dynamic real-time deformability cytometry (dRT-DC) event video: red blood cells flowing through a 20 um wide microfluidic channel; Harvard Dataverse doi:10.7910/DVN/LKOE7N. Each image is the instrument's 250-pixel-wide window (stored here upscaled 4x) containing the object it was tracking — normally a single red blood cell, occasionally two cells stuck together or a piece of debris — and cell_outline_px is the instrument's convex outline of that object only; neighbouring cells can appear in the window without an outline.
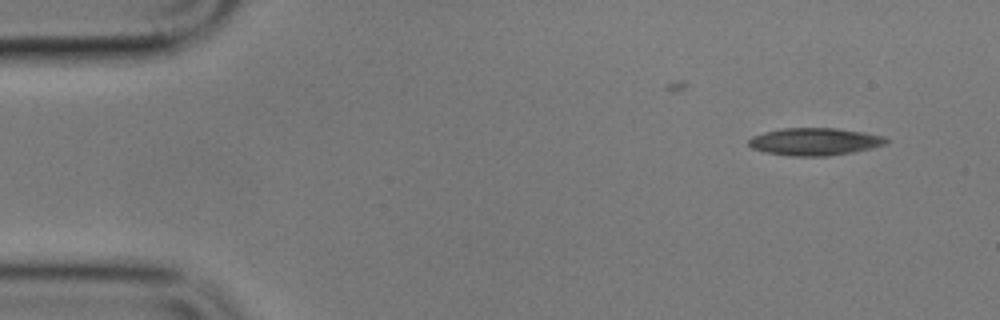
{"species": "common noctule bat (a hibernating species)", "species_latin": "Nyctalus noctula", "temperature_condition": "cold", "stored_images_in_passage": 3, "camera_frame_rate_fps": 3000, "um_per_image_px": 0.085, "animal": {"sex": "male", "body_mass_g": 17.9}, "frame": {"image": 1, "passage_image": 1, "time_ms": 0.0, "image_size_px": [1000, 320], "cell_outline_px": [[888, 144], [872, 148], [852, 152], [828, 156], [788, 156], [764, 152], [752, 148], [748, 144], [748, 140], [752, 136], [764, 132], [784, 128], [836, 128], [864, 132], [884, 136], [888, 140]], "centroid_in_image_um": [69.25, 12.04], "position_along_channel_um": 15.7, "area_um2": 22.14}}